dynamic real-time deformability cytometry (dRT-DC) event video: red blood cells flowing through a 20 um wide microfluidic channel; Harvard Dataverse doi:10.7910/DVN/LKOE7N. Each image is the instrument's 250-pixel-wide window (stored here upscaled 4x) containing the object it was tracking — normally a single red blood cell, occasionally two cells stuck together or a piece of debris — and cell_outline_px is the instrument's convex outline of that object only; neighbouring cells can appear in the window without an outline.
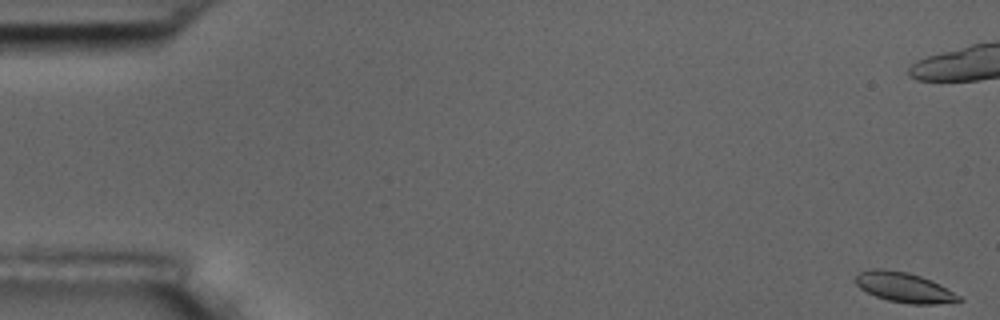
{"species": "common noctule bat (a hibernating species)", "species_latin": "Nyctalus noctula", "temperature_condition": "room temperature", "stored_images_in_passage": 5, "camera_frame_rate_fps": 3000, "um_per_image_px": 0.085, "animal": {"sex": "male", "body_mass_g": 17.5, "forearm_length_mm": 52.3}, "frame": {"image": 1, "passage_image": 1, "time_ms": 0.0, "image_size_px": [1000, 320], "cell_outline_px": [[964, 300], [936, 304], [908, 304], [888, 300], [876, 296], [860, 288], [856, 284], [856, 276], [860, 272], [872, 268], [880, 268], [908, 272], [932, 280], [940, 284], [960, 296]], "centroid_in_image_um": [76.86, 24.42], "position_along_channel_um": 8.1, "area_um2": 17.98}}